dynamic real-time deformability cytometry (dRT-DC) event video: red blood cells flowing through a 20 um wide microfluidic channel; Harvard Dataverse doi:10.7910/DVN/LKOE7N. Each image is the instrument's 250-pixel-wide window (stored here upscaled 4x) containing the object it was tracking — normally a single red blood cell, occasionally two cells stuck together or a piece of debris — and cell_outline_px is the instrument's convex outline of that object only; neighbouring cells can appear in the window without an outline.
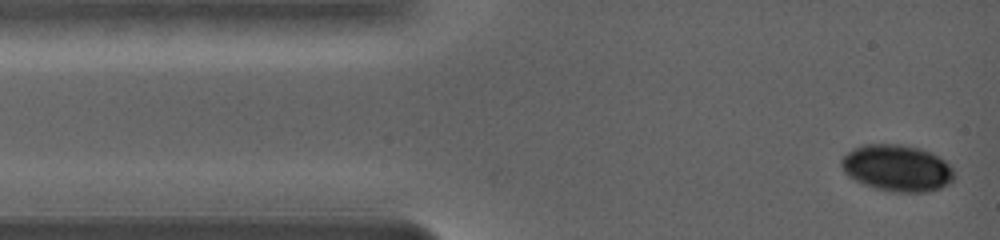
{"species": "common noctule bat (a hibernating species)", "species_latin": "Nyctalus noctula", "temperature_condition": "warm", "stored_images_in_passage": 62, "camera_frame_rate_fps": 5000, "um_per_image_px": 0.085, "animal": {"sex": "female", "body_mass_g": 19.0, "forearm_length_mm": 56.7}, "frame": {"image": 1, "passage_image": 1, "time_ms": 0.0, "image_size_px": [1000, 240], "cell_outline_px": [[956, 176], [948, 184], [940, 188], [928, 192], [892, 192], [876, 188], [864, 184], [848, 176], [844, 172], [840, 164], [840, 160], [852, 148], [864, 144], [900, 144], [920, 148], [932, 152], [944, 160], [952, 168]], "centroid_in_image_um": [76.25, 14.28], "position_along_channel_um": 8.7, "area_um2": 30.81}}
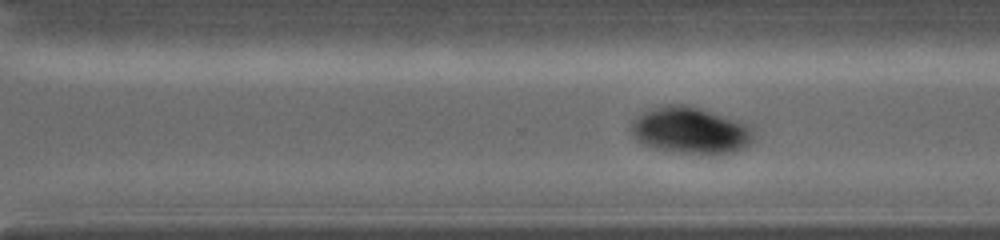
{"frame": {"image": 2, "passage_image": 47, "time_ms": 10.2, "image_size_px": [1000, 240], "cell_outline_px": [[756, 140], [744, 148], [736, 152], [720, 156], [708, 156], [672, 152], [648, 148], [640, 144], [632, 136], [628, 128], [632, 120], [644, 112], [668, 104], [684, 104], [700, 108], [748, 124], [752, 128]], "centroid_in_image_um": [58.69, 11.15], "position_along_channel_um": 311.9, "area_um2": 34.51}}
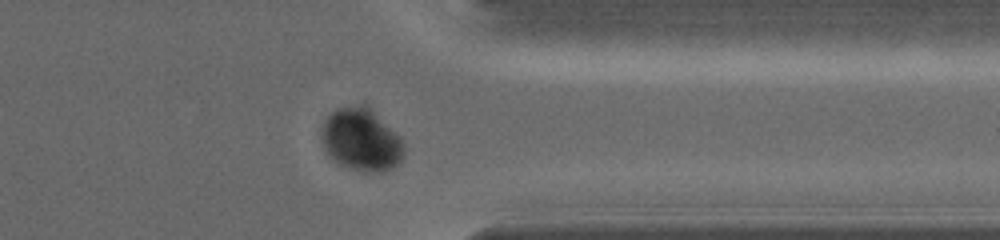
{"frame": {"image": 3, "passage_image": 55, "time_ms": 12.2, "image_size_px": [1000, 240], "cell_outline_px": [[404, 156], [396, 164], [380, 172], [364, 172], [340, 164], [332, 160], [324, 152], [320, 140], [320, 128], [324, 120], [336, 108], [360, 104], [368, 104], [400, 136], [404, 144]], "centroid_in_image_um": [30.67, 11.84], "position_along_channel_um": 380.7, "area_um2": 30.63}}